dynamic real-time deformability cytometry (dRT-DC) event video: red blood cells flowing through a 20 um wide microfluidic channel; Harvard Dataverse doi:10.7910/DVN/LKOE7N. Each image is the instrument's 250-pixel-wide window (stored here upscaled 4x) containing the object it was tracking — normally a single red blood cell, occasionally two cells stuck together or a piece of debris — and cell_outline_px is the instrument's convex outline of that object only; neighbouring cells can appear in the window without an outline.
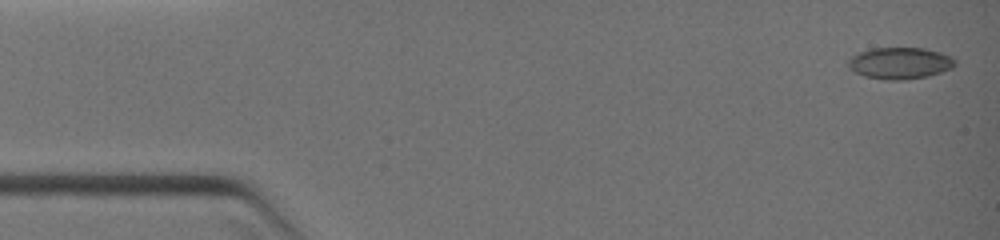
{"species": "common noctule bat (a hibernating species)", "species_latin": "Nyctalus noctula", "temperature_condition": "warm", "stored_images_in_passage": 15, "camera_frame_rate_fps": 3000, "um_per_image_px": 0.085, "animal": {"sex": "female", "body_mass_g": 19.0, "forearm_length_mm": 51.5}, "frame": {"image": 1, "passage_image": 1, "time_ms": 0.0, "image_size_px": [1000, 240], "cell_outline_px": [[956, 64], [952, 68], [940, 72], [924, 76], [900, 80], [892, 80], [864, 76], [856, 72], [848, 64], [848, 60], [852, 56], [860, 52], [872, 48], [920, 48], [940, 52], [956, 60]], "centroid_in_image_um": [76.49, 5.36], "position_along_channel_um": 8.5, "area_um2": 19.19}}
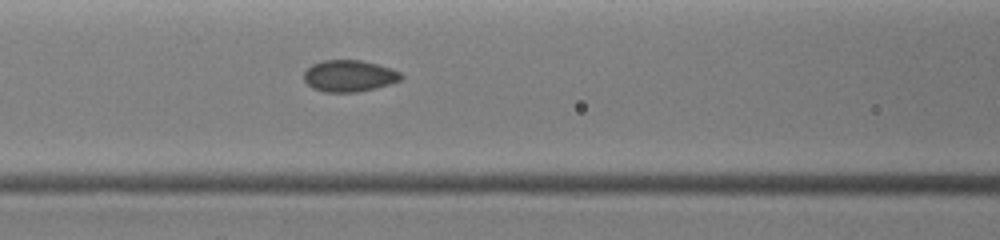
{"frame": {"image": 2, "passage_image": 9, "time_ms": 4.667, "image_size_px": [1000, 240], "cell_outline_px": [[404, 76], [400, 80], [388, 84], [356, 92], [324, 92], [312, 88], [304, 80], [304, 72], [312, 64], [324, 60], [360, 60], [392, 68], [400, 72]], "centroid_in_image_um": [29.66, 6.44], "position_along_channel_um": 136.9, "area_um2": 17.74}}
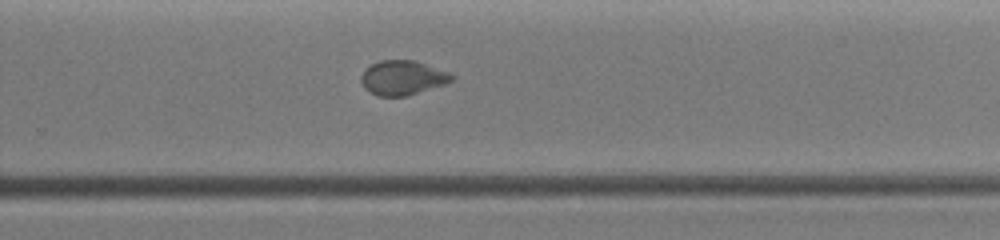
{"frame": {"image": 3, "passage_image": 15, "time_ms": 7.667, "image_size_px": [1000, 240], "cell_outline_px": [[456, 80], [448, 84], [408, 96], [376, 96], [368, 92], [364, 88], [360, 80], [360, 76], [364, 68], [380, 60], [412, 60], [448, 72], [456, 76]], "centroid_in_image_um": [34.22, 6.63], "position_along_channel_um": 295.6, "area_um2": 18.61}}